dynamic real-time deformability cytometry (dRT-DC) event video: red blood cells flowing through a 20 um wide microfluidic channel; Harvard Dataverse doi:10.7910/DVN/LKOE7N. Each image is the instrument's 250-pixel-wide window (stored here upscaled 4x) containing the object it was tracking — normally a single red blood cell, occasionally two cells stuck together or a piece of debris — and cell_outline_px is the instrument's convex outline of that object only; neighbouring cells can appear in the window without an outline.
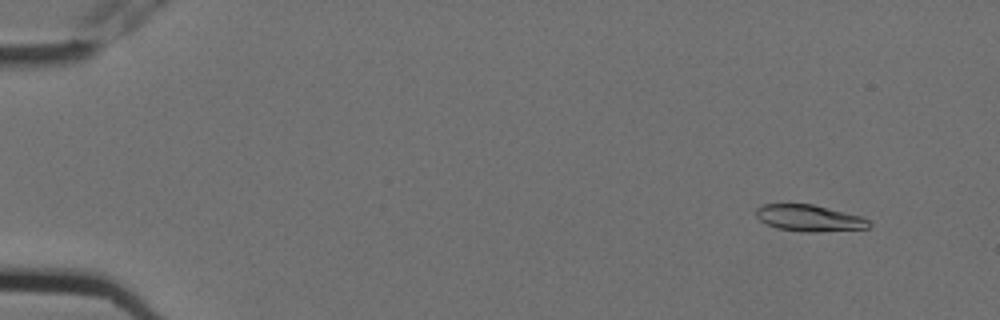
{"species": "Egyptian fruit bat (a non-hibernating species)", "species_latin": "Rousettus aegyptiacus", "temperature_condition": "cold", "stored_images_in_passage": 10, "camera_frame_rate_fps": 3000, "um_per_image_px": 0.085, "animal": {"sex": "female"}, "frame": {"image": 1, "passage_image": 2, "time_ms": 0.333, "image_size_px": [1000, 320], "cell_outline_px": [[872, 224], [868, 228], [816, 232], [804, 232], [776, 228], [760, 220], [756, 216], [756, 208], [764, 204], [812, 204], [860, 216], [868, 220]], "centroid_in_image_um": [68.77, 18.54], "position_along_channel_um": 16.2, "area_um2": 17.28}}
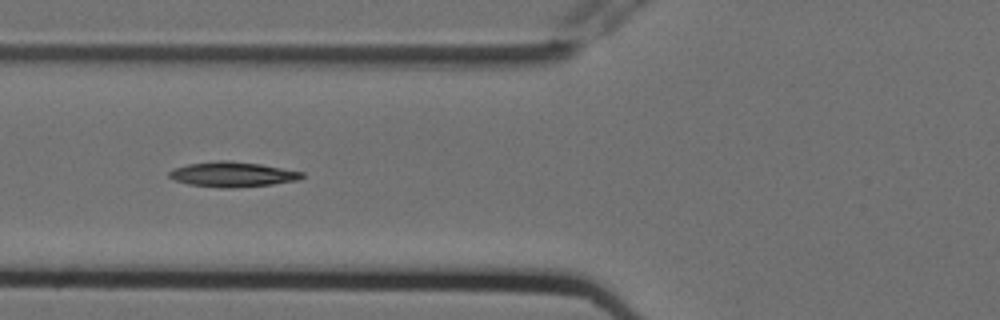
{"frame": {"image": 2, "passage_image": 7, "time_ms": 2.0, "image_size_px": [1000, 320], "cell_outline_px": [[304, 176], [300, 180], [272, 184], [232, 188], [220, 188], [188, 184], [176, 180], [168, 176], [168, 172], [172, 168], [188, 164], [216, 160], [228, 160], [260, 164], [304, 172]], "centroid_in_image_um": [19.75, 14.82], "position_along_channel_um": 106.0, "area_um2": 19.48}}
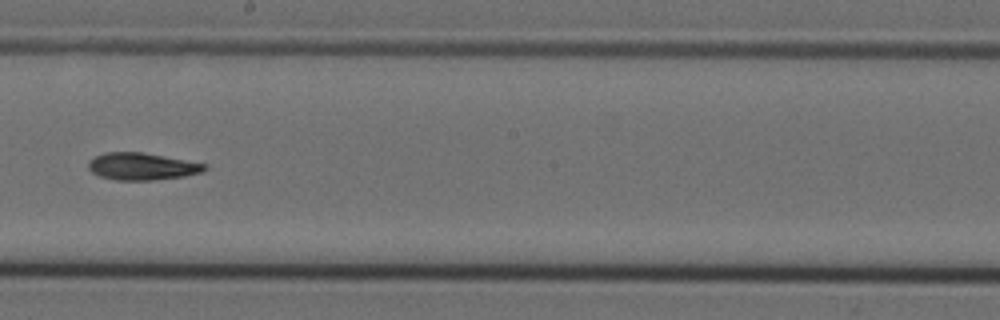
{"frame": {"image": 3, "passage_image": 10, "time_ms": 3.0, "image_size_px": [1000, 320], "cell_outline_px": [[208, 168], [204, 172], [184, 176], [152, 180], [116, 180], [100, 176], [92, 172], [88, 168], [88, 160], [104, 152], [140, 152], [164, 156], [208, 164]], "centroid_in_image_um": [12.08, 14.14], "position_along_channel_um": 236.1, "area_um2": 18.44}}